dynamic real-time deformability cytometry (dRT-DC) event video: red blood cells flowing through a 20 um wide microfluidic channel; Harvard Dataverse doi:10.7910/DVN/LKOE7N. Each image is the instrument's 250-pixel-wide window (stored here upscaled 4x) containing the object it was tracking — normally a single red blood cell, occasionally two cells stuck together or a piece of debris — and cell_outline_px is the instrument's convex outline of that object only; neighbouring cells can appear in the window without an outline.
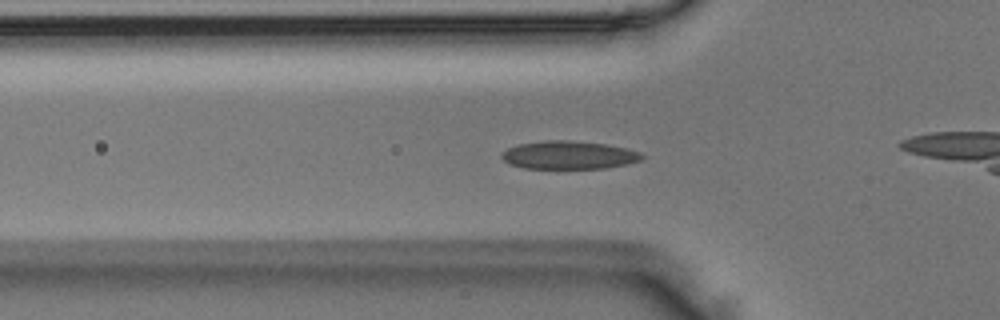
{"species": "Egyptian fruit bat (a non-hibernating species)", "species_latin": "Rousettus aegyptiacus", "temperature_condition": "room temperature", "stored_images_in_passage": 40, "camera_frame_rate_fps": 3000, "um_per_image_px": 0.085, "animal": {"sex": "male"}, "frame": {"image": 1, "passage_image": 6, "time_ms": 1.667, "image_size_px": [1000, 320], "cell_outline_px": [[644, 156], [640, 160], [628, 164], [604, 168], [524, 168], [508, 164], [500, 156], [500, 152], [508, 148], [520, 144], [544, 140], [568, 140], [608, 144], [628, 148], [640, 152]], "centroid_in_image_um": [48.34, 13.17], "position_along_channel_um": 77.5, "area_um2": 23.12}}
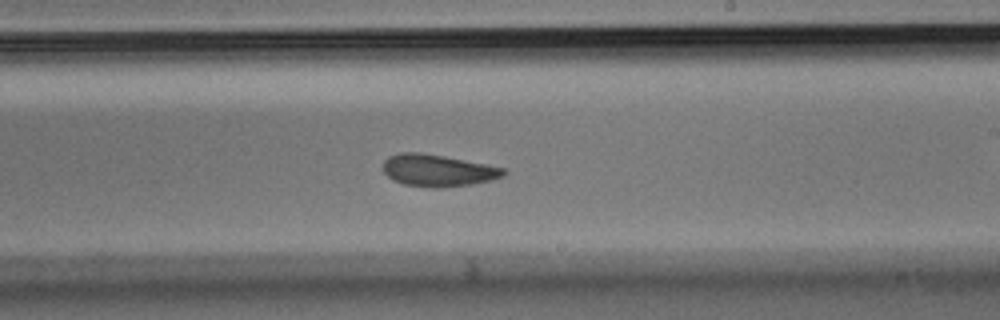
{"frame": {"image": 2, "passage_image": 19, "time_ms": 6.0, "image_size_px": [1000, 320], "cell_outline_px": [[508, 172], [504, 176], [492, 180], [472, 184], [440, 188], [432, 188], [404, 184], [392, 180], [384, 172], [384, 160], [388, 156], [400, 152], [416, 152], [444, 156], [504, 168]], "centroid_in_image_um": [37.21, 14.49], "position_along_channel_um": 251.8, "area_um2": 22.43}}
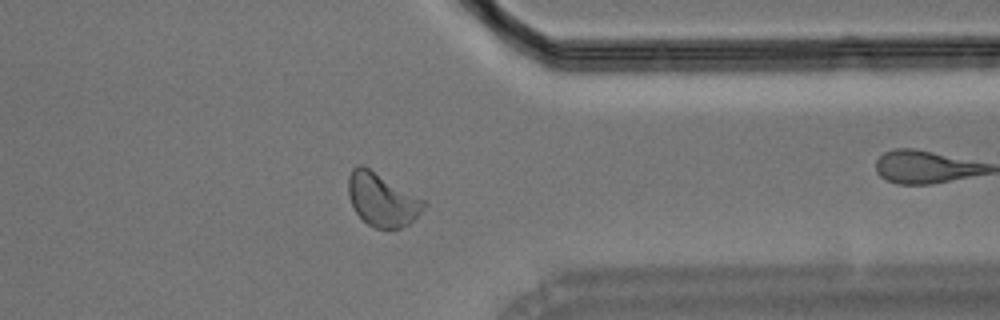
{"frame": {"image": 3, "passage_image": 29, "time_ms": 9.333, "image_size_px": [1000, 320], "cell_outline_px": [[428, 204], [408, 224], [400, 228], [376, 228], [368, 224], [356, 212], [348, 196], [348, 180], [352, 168], [356, 164], [360, 164], [368, 168], [424, 200]], "centroid_in_image_um": [32.45, 16.97], "position_along_channel_um": 379.0, "area_um2": 22.83}}